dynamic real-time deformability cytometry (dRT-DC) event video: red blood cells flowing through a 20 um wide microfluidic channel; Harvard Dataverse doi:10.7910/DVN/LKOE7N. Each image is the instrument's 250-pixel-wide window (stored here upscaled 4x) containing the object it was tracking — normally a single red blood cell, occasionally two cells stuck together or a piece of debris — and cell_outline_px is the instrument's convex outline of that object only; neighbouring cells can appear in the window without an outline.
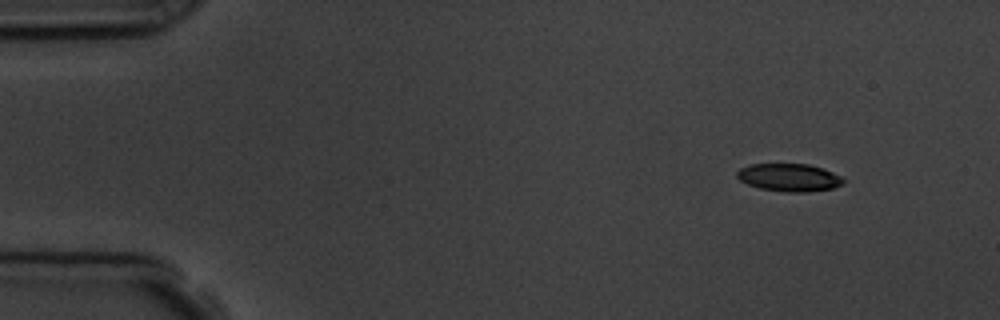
{"species": "common noctule bat (a hibernating species)", "species_latin": "Nyctalus noctula", "temperature_condition": "room temperature", "stored_images_in_passage": 5, "camera_frame_rate_fps": 3000, "um_per_image_px": 0.085, "animal": {"sex": "male", "body_mass_g": 19.5, "forearm_length_mm": 54.6}, "frame": {"image": 1, "passage_image": 1, "time_ms": 0.0, "image_size_px": [1000, 320], "cell_outline_px": [[844, 184], [832, 188], [808, 192], [784, 192], [760, 188], [748, 184], [740, 180], [736, 176], [736, 172], [740, 168], [748, 164], [808, 164], [844, 176]], "centroid_in_image_um": [67.08, 15.09], "position_along_channel_um": 17.9, "area_um2": 17.28}}
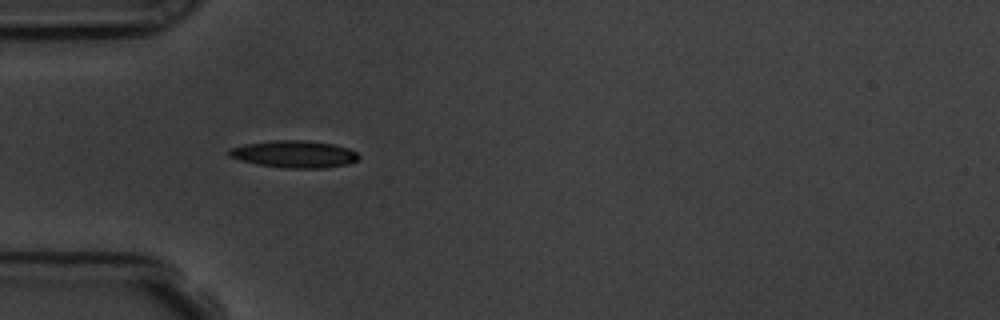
{"frame": {"image": 2, "passage_image": 4, "time_ms": 3.667, "image_size_px": [1000, 320], "cell_outline_px": [[360, 156], [356, 160], [348, 164], [324, 168], [284, 168], [260, 164], [240, 160], [228, 156], [228, 148], [244, 144], [272, 140], [304, 140], [332, 144], [348, 148], [356, 152]], "centroid_in_image_um": [24.99, 13.09], "position_along_channel_um": 60.0, "area_um2": 20.46}}
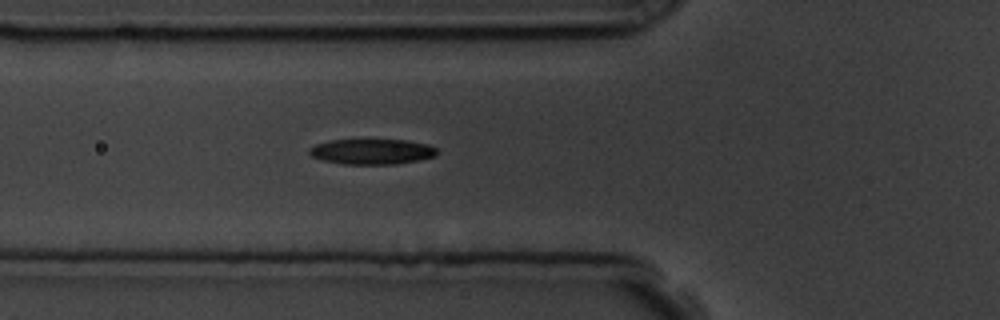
{"frame": {"image": 3, "passage_image": 5, "time_ms": 4.667, "image_size_px": [1000, 320], "cell_outline_px": [[440, 152], [436, 156], [420, 160], [396, 164], [344, 164], [324, 160], [312, 156], [308, 152], [308, 148], [316, 144], [332, 140], [408, 140], [428, 144], [436, 148]], "centroid_in_image_um": [31.66, 12.88], "position_along_channel_um": 94.1, "area_um2": 18.96}}